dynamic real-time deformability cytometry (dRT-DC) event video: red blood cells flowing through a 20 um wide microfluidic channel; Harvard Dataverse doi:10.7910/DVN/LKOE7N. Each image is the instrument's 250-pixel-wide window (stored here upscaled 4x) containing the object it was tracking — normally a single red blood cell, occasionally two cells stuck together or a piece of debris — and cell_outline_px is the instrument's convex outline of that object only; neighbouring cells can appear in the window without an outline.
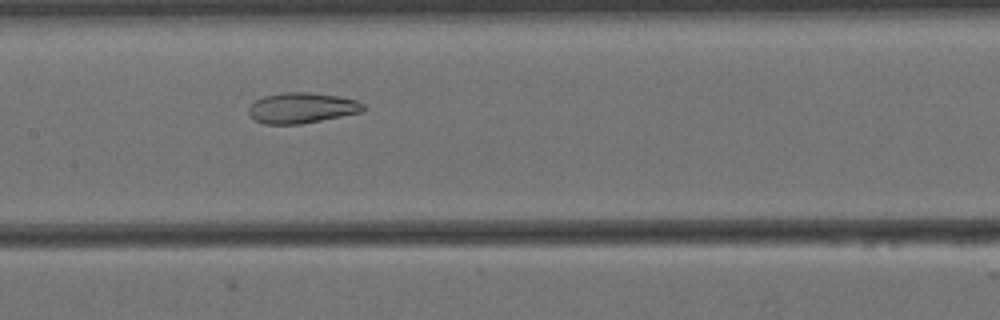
{"species": "Egyptian fruit bat (a non-hibernating species)", "species_latin": "Rousettus aegyptiacus", "temperature_condition": "cold", "stored_images_in_passage": 42, "camera_frame_rate_fps": 3000, "um_per_image_px": 0.085, "animal": {"sex": "female"}, "frame": {"image": 1, "passage_image": 23, "time_ms": 7.333, "image_size_px": [1000, 320], "cell_outline_px": [[364, 112], [300, 124], [264, 124], [256, 120], [248, 112], [248, 108], [256, 100], [264, 96], [284, 92], [308, 92], [340, 96], [356, 100], [364, 104]], "centroid_in_image_um": [25.68, 9.17], "position_along_channel_um": 181.7, "area_um2": 20.4}}
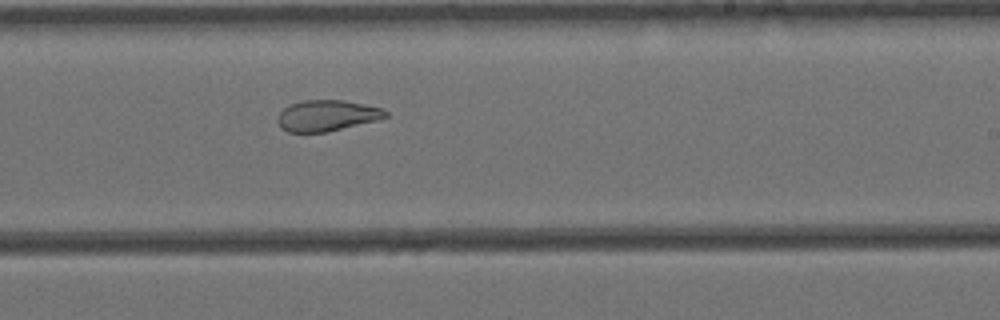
{"frame": {"image": 2, "passage_image": 30, "time_ms": 9.667, "image_size_px": [1000, 320], "cell_outline_px": [[388, 116], [380, 120], [328, 132], [288, 132], [280, 128], [280, 112], [284, 108], [292, 104], [304, 100], [344, 100], [364, 104], [380, 108], [388, 112]], "centroid_in_image_um": [27.85, 9.83], "position_along_channel_um": 261.2, "area_um2": 19.42}}
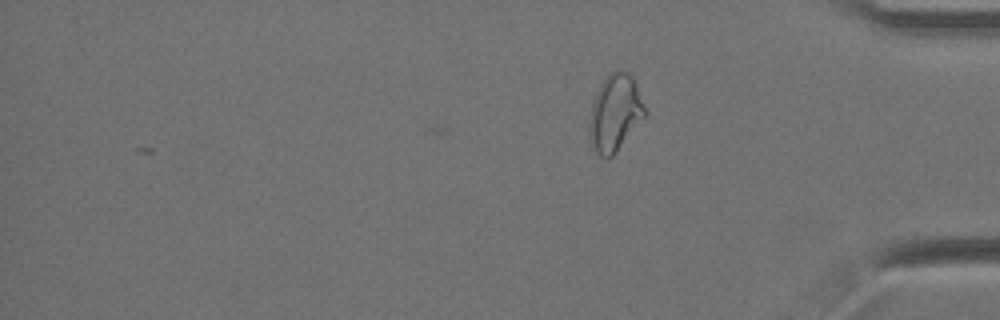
{"frame": {"image": 3, "passage_image": 42, "time_ms": 13.667, "image_size_px": [1000, 320], "cell_outline_px": [[644, 116], [612, 156], [608, 160], [600, 156], [596, 152], [588, 136], [588, 124], [592, 100], [600, 84], [616, 68], [620, 68], [628, 72], [632, 76], [636, 84], [644, 108]], "centroid_in_image_um": [52.22, 9.58], "position_along_channel_um": 383.0, "area_um2": 24.57}, "authors_computed_cell_mechanics": {"area_um2": 21.8773, "velocity_mm_per_s": 3.437, "shape_relaxation_time_tau1_ms": null, "shape_relaxation_time_tau2_ms": 2.8859, "deformation_change_tau1": null, "deformation_change_tau2": 0.0964}}